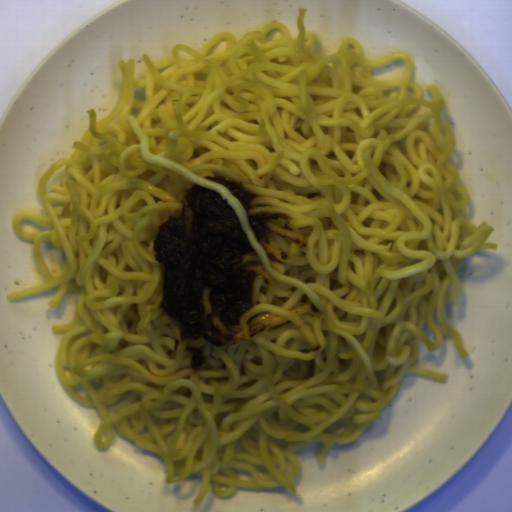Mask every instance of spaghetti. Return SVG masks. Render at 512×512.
<instances>
[{"instance_id": "spaghetti-1", "label": "spaghetti", "mask_w": 512, "mask_h": 512, "mask_svg": "<svg viewBox=\"0 0 512 512\" xmlns=\"http://www.w3.org/2000/svg\"><path fill=\"white\" fill-rule=\"evenodd\" d=\"M298 9V35L266 22L239 40L219 31L171 57L119 60L121 86L107 116L88 127L69 157L38 181L46 216L22 209L11 227L31 241L46 282L8 301L57 289L48 307L78 292L61 334L56 377L76 403L99 411L95 449L115 433L160 456L169 484L199 474L197 506L211 483L296 493L297 450L352 443L379 419L403 379L444 382L411 366L450 337L446 306H460L458 272L495 228L467 217L470 196L450 157L456 139L436 84L413 81L404 52L366 57L352 36L318 55L319 34ZM243 182L261 198L260 243L243 207L206 176ZM221 193L257 252L237 267L258 272L253 304L272 325L225 347L179 341L159 307L157 227L181 216L184 191ZM184 201V200H183ZM207 356L191 369V352Z\"/></svg>"}]
</instances>
